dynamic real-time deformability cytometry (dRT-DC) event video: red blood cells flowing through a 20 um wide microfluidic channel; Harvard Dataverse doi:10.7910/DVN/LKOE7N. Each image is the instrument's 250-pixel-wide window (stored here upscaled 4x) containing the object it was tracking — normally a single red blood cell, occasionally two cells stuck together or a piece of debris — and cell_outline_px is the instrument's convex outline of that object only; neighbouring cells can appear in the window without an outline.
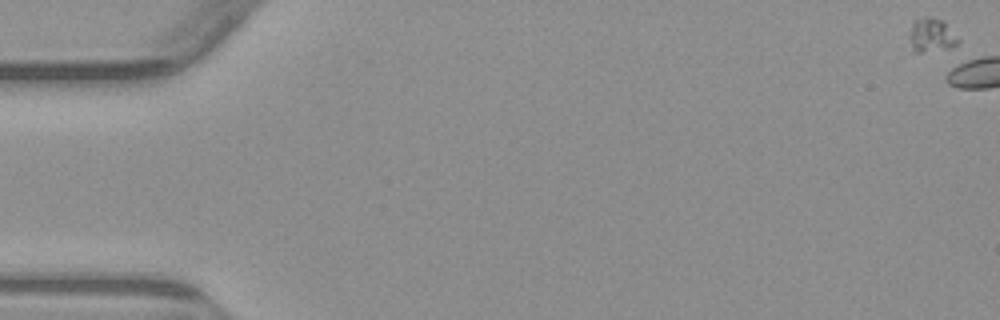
{"species": "common noctule bat (a hibernating species)", "species_latin": "Nyctalus noctula", "temperature_condition": "warm", "stored_images_in_passage": 6, "camera_frame_rate_fps": 3000, "um_per_image_px": 0.085, "animal": {"sex": "male", "body_mass_g": 23.1, "forearm_length_mm": 52.7}, "frame": {"image": 1, "passage_image": 1, "time_ms": 0.0, "image_size_px": [1000, 320], "cell_outline_px": [[960, 40], [952, 48], [920, 52], [912, 52], [908, 36], [908, 32], [912, 20], [928, 16], [932, 16], [944, 20]], "centroid_in_image_um": [79.13, 2.97], "position_along_channel_um": 5.9, "area_um2": 10.06}}